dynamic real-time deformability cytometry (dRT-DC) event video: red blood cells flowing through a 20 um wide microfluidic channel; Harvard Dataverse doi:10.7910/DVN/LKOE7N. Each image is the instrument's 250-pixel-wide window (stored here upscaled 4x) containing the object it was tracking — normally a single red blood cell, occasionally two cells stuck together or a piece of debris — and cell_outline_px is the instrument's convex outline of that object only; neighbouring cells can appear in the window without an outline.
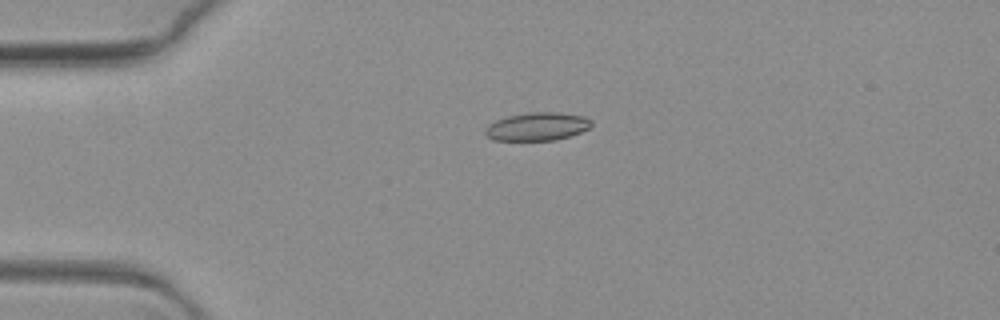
{"species": "common noctule bat (a hibernating species)", "species_latin": "Nyctalus noctula", "temperature_condition": "warm", "stored_images_in_passage": 6, "camera_frame_rate_fps": 3000, "um_per_image_px": 0.085, "animal": {"sex": "female", "body_mass_g": 19.3, "forearm_length_mm": 54.1}, "frame": {"image": 1, "passage_image": 1, "time_ms": 0.0, "image_size_px": [1000, 320], "cell_outline_px": [[592, 124], [588, 128], [580, 132], [556, 140], [492, 140], [484, 132], [484, 128], [488, 124], [496, 120], [508, 116], [528, 112], [560, 112], [584, 116], [592, 120]], "centroid_in_image_um": [45.65, 10.74], "position_along_channel_um": 39.4, "area_um2": 17.46}}
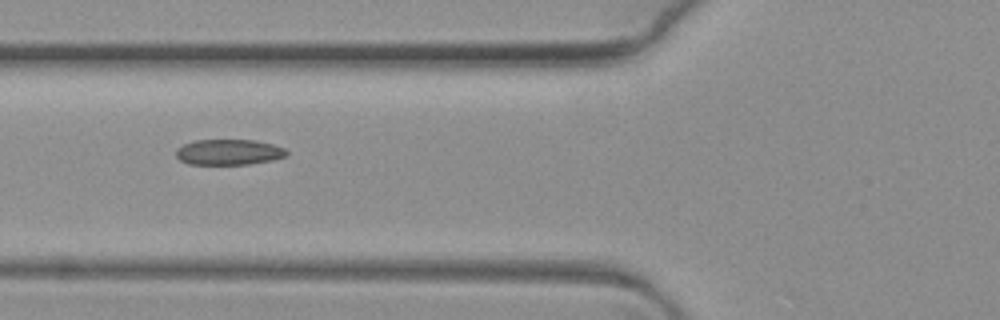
{"frame": {"image": 2, "passage_image": 4, "time_ms": 1.0, "image_size_px": [1000, 320], "cell_outline_px": [[288, 156], [272, 160], [248, 164], [188, 164], [180, 160], [176, 156], [176, 148], [184, 144], [196, 140], [256, 140], [272, 144], [284, 148], [288, 152]], "centroid_in_image_um": [19.45, 12.93], "position_along_channel_um": 106.3, "area_um2": 16.53}}
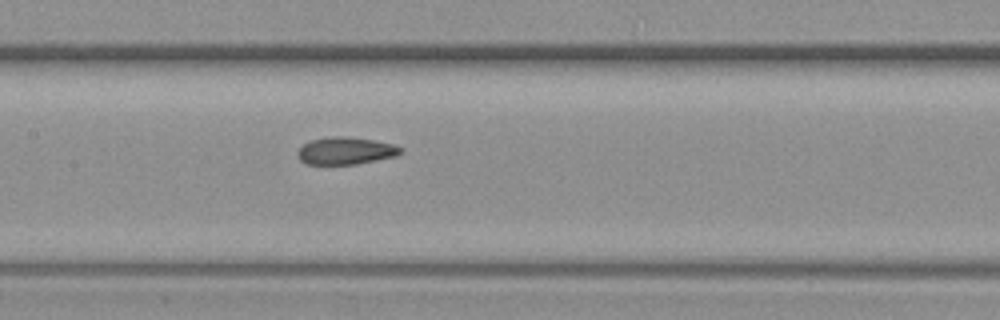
{"frame": {"image": 3, "passage_image": 6, "time_ms": 1.667, "image_size_px": [1000, 320], "cell_outline_px": [[404, 152], [396, 156], [356, 164], [308, 164], [300, 160], [296, 156], [296, 152], [304, 144], [312, 140], [332, 136], [348, 136], [372, 140], [392, 144], [404, 148]], "centroid_in_image_um": [29.39, 12.82], "position_along_channel_um": 178.0, "area_um2": 16.42}}